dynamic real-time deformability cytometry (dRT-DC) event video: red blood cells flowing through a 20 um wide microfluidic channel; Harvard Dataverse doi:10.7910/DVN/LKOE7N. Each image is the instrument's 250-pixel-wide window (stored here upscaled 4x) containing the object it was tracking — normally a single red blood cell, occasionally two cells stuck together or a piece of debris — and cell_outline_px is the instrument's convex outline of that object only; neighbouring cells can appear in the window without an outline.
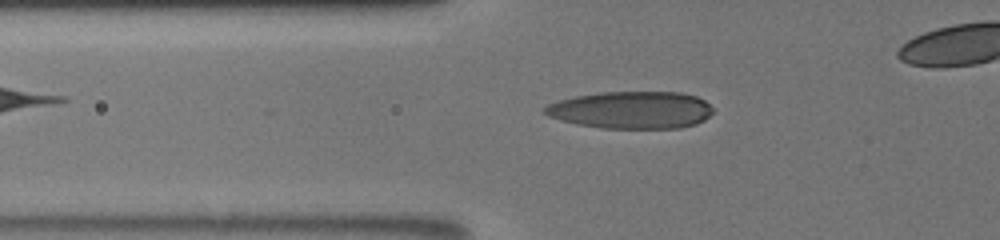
{"species": "human", "species_latin": "Homo sapiens", "temperature_condition": "room temperature", "stored_images_in_passage": 29, "camera_frame_rate_fps": 3000, "um_per_image_px": 0.085, "donor": {"sex": "male"}, "frame": {"image": 1, "passage_image": 17, "time_ms": 8.0, "image_size_px": [1000, 240], "cell_outline_px": [[712, 112], [704, 120], [696, 124], [680, 128], [604, 128], [576, 124], [560, 120], [548, 116], [540, 112], [548, 104], [560, 100], [576, 96], [600, 92], [680, 92], [696, 96], [704, 100], [712, 108]], "centroid_in_image_um": [53.64, 9.35], "position_along_channel_um": 72.2, "area_um2": 36.59}}
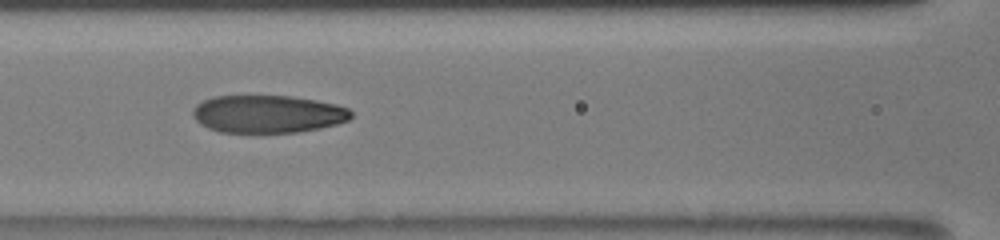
{"frame": {"image": 2, "passage_image": 21, "time_ms": 10.0, "image_size_px": [1000, 240], "cell_outline_px": [[352, 116], [348, 120], [336, 124], [320, 128], [296, 132], [220, 132], [208, 128], [200, 124], [192, 116], [192, 108], [196, 104], [212, 96], [292, 96], [316, 100], [336, 104], [348, 108], [352, 112]], "centroid_in_image_um": [22.74, 9.68], "position_along_channel_um": 143.9, "area_um2": 34.85}}